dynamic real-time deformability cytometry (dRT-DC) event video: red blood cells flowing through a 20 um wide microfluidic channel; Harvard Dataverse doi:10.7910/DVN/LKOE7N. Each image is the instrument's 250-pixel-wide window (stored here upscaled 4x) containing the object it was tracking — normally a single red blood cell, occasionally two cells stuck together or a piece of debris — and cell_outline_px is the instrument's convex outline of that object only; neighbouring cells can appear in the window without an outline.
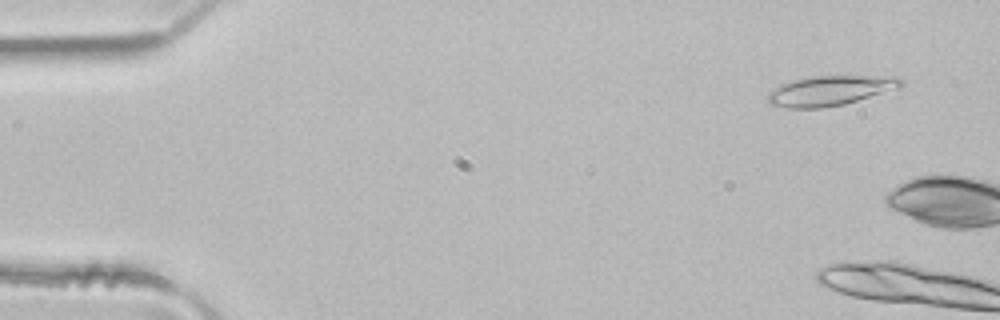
{"species": "common noctule bat (a hibernating species)", "species_latin": "Nyctalus noctula", "temperature_condition": "room temperature", "stored_images_in_passage": 7, "camera_frame_rate_fps": 3000, "um_per_image_px": 0.085, "animal": {"sex": "male", "body_mass_g": 21.5, "forearm_length_mm": 52.0}, "frame": {"image": 1, "passage_image": 4, "time_ms": 1.0, "image_size_px": [1000, 320], "cell_outline_px": [[904, 84], [900, 88], [844, 104], [824, 108], [788, 108], [768, 104], [768, 92], [780, 84], [792, 80], [812, 76], [900, 76], [904, 80]], "centroid_in_image_um": [70.58, 7.7], "position_along_channel_um": 14.4, "area_um2": 23.47}}